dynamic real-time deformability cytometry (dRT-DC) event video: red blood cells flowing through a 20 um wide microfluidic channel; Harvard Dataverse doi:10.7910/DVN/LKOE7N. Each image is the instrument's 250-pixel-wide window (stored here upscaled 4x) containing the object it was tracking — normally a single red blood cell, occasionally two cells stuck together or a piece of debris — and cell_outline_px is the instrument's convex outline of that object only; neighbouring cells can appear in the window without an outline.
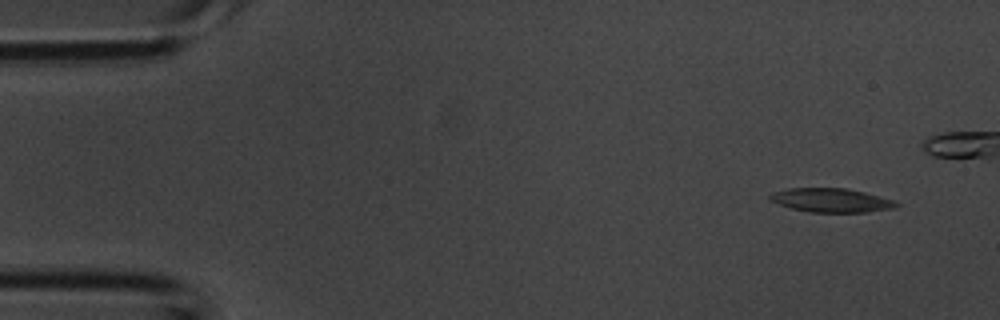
{"species": "common noctule bat (a hibernating species)", "species_latin": "Nyctalus noctula", "temperature_condition": "room temperature", "stored_images_in_passage": 4, "camera_frame_rate_fps": 3000, "um_per_image_px": 0.085, "animal": {"sex": "male", "body_mass_g": 20.1, "forearm_length_mm": 53.5}, "frame": {"image": 1, "passage_image": 1, "time_ms": 0.0, "image_size_px": [1000, 320], "cell_outline_px": [[900, 204], [896, 208], [864, 212], [808, 212], [792, 208], [768, 200], [768, 196], [772, 192], [788, 188], [848, 188], [864, 192], [892, 200]], "centroid_in_image_um": [70.62, 17.02], "position_along_channel_um": 14.4, "area_um2": 17.57}}
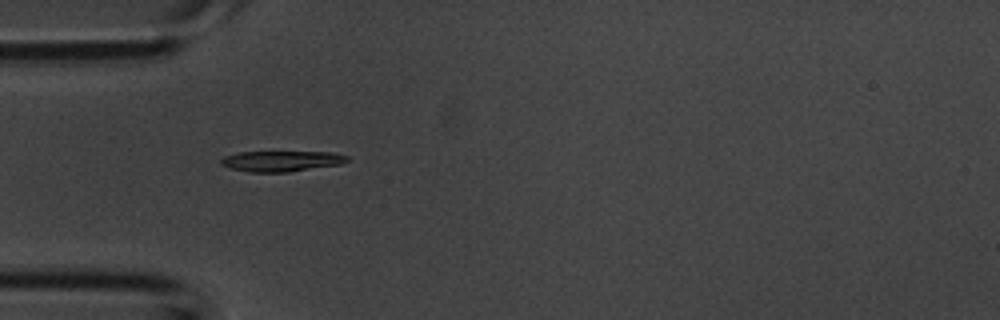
{"frame": {"image": 2, "passage_image": 4, "time_ms": 1.0, "image_size_px": [1000, 320], "cell_outline_px": [[348, 160], [340, 164], [288, 172], [252, 172], [228, 168], [220, 164], [220, 160], [224, 156], [240, 152], [332, 152], [348, 156]], "centroid_in_image_um": [23.88, 13.69], "position_along_channel_um": 61.1, "area_um2": 15.09}}